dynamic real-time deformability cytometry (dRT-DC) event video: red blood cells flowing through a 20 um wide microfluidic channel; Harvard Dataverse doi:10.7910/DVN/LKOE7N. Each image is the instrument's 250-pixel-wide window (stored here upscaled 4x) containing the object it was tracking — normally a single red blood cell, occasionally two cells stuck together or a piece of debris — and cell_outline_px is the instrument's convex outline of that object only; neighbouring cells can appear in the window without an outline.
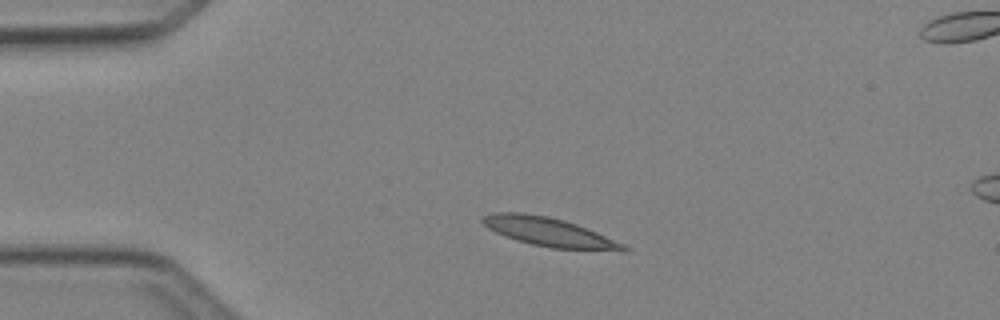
{"species": "Egyptian fruit bat (a non-hibernating species)", "species_latin": "Rousettus aegyptiacus", "temperature_condition": "cold", "stored_images_in_passage": 2, "camera_frame_rate_fps": 3000, "um_per_image_px": 0.085, "animal": {"sex": "female"}, "frame": {"image": 1, "passage_image": 1, "time_ms": 0.0, "image_size_px": [1000, 320], "cell_outline_px": [[632, 248], [628, 252], [624, 252], [552, 248], [532, 244], [516, 240], [496, 232], [488, 228], [480, 220], [480, 216], [492, 212], [524, 212], [548, 216], [564, 220], [588, 228], [624, 244]], "centroid_in_image_um": [46.72, 19.73], "position_along_channel_um": 38.3, "area_um2": 24.1}}